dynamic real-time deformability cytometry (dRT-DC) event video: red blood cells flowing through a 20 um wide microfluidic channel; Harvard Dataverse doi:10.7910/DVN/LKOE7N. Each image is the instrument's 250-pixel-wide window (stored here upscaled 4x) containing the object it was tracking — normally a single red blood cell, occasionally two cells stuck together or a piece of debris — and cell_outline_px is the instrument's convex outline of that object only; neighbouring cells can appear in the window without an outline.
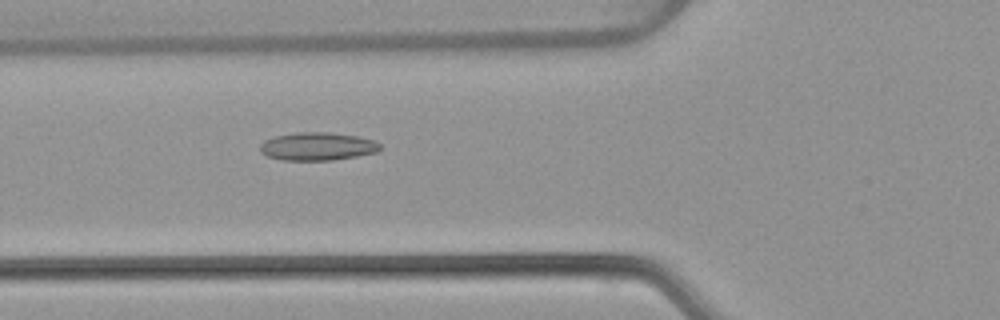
{"species": "common noctule bat (a hibernating species)", "species_latin": "Nyctalus noctula", "temperature_condition": "warm", "stored_images_in_passage": 53, "camera_frame_rate_fps": 3000, "um_per_image_px": 0.085, "animal": {"sex": "female", "body_mass_g": 22.7, "forearm_length_mm": 54.2}, "frame": {"image": 1, "passage_image": 20, "time_ms": 6.333, "image_size_px": [1000, 320], "cell_outline_px": [[380, 148], [376, 152], [356, 156], [332, 160], [284, 160], [268, 156], [260, 152], [260, 144], [264, 140], [276, 136], [296, 132], [328, 132], [356, 136], [372, 140], [380, 144]], "centroid_in_image_um": [26.95, 12.44], "position_along_channel_um": 98.9, "area_um2": 19.42}}
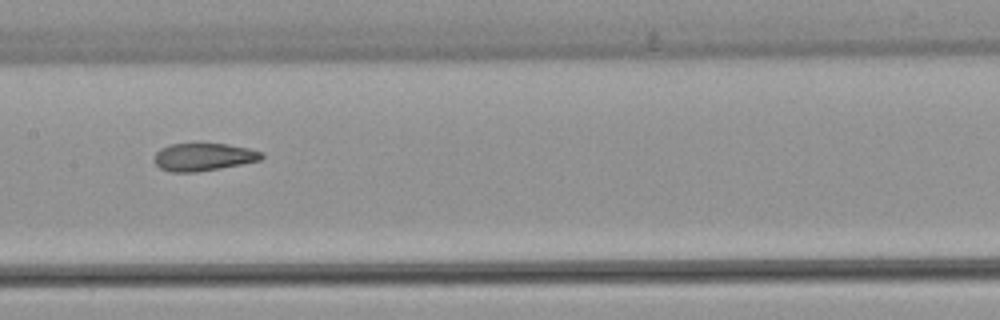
{"frame": {"image": 2, "passage_image": 27, "time_ms": 8.667, "image_size_px": [1000, 320], "cell_outline_px": [[264, 156], [260, 160], [220, 168], [196, 172], [172, 172], [160, 168], [152, 160], [156, 152], [160, 148], [168, 144], [228, 144], [248, 148], [264, 152]], "centroid_in_image_um": [17.27, 13.34], "position_along_channel_um": 190.1, "area_um2": 17.34}}
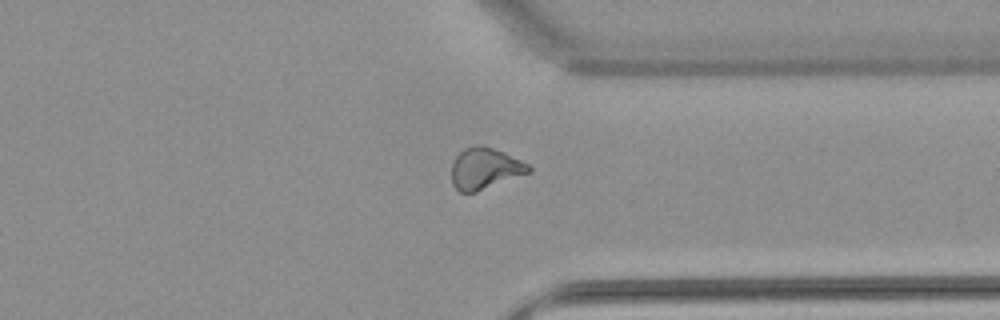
{"frame": {"image": 3, "passage_image": 41, "time_ms": 13.333, "image_size_px": [1000, 320], "cell_outline_px": [[532, 172], [476, 192], [460, 192], [452, 184], [452, 160], [464, 148], [476, 144], [480, 144], [504, 152], [528, 164], [532, 168]], "centroid_in_image_um": [41.22, 14.32], "position_along_channel_um": 370.2, "area_um2": 18.67}, "authors_computed_cell_mechanics": {"area_um2": 19.363, "velocity_mm_per_s": 3.8974, "shape_relaxation_time_tau1_ms": null, "shape_relaxation_time_tau2_ms": 2.0719, "deformation_change_tau1": null, "deformation_change_tau2": 0.0931}}